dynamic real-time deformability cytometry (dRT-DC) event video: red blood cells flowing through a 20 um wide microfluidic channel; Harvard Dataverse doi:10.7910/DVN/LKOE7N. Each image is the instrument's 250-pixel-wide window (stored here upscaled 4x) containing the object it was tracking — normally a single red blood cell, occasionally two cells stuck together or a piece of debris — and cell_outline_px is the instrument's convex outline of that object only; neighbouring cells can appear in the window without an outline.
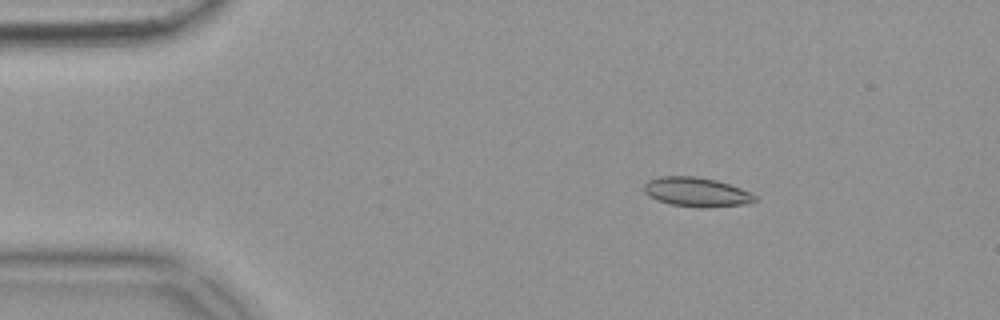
{"species": "common noctule bat (a hibernating species)", "species_latin": "Nyctalus noctula", "temperature_condition": "warm", "stored_images_in_passage": 53, "camera_frame_rate_fps": 3000, "um_per_image_px": 0.085, "animal": {"sex": "female", "body_mass_g": 18.4}, "frame": {"image": 1, "passage_image": 9, "time_ms": 2.667, "image_size_px": [1000, 320], "cell_outline_px": [[760, 200], [752, 204], [708, 208], [700, 208], [668, 204], [656, 200], [648, 196], [644, 192], [644, 184], [648, 180], [660, 176], [696, 176], [716, 180], [752, 192]], "centroid_in_image_um": [59.25, 16.34], "position_along_channel_um": 25.8, "area_um2": 19.48}}
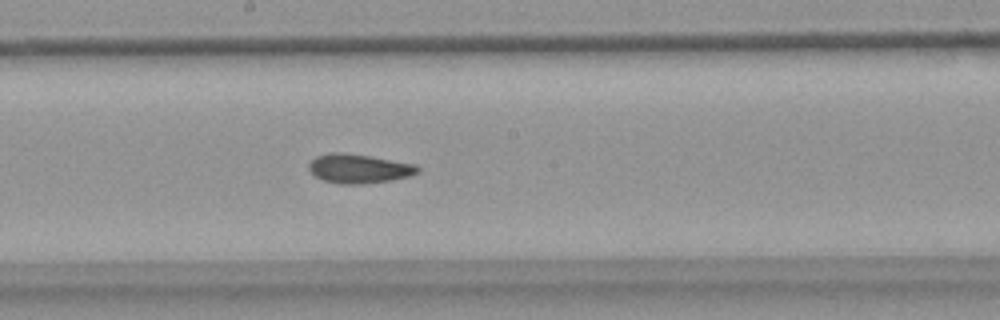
{"frame": {"image": 2, "passage_image": 29, "time_ms": 9.333, "image_size_px": [1000, 320], "cell_outline_px": [[420, 172], [412, 176], [392, 180], [364, 184], [340, 184], [324, 180], [316, 176], [308, 168], [308, 164], [316, 156], [328, 152], [340, 152], [368, 156], [416, 164], [420, 168]], "centroid_in_image_um": [30.54, 14.33], "position_along_channel_um": 217.7, "area_um2": 18.55}}
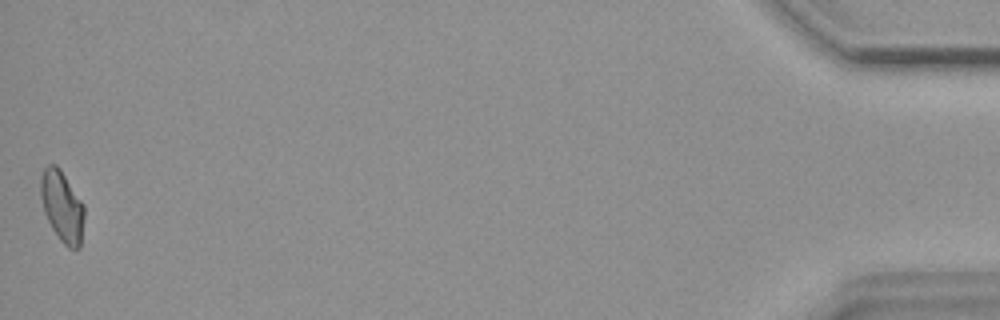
{"frame": {"image": 3, "passage_image": 53, "time_ms": 17.333, "image_size_px": [1000, 320], "cell_outline_px": [[84, 216], [80, 248], [68, 248], [60, 240], [52, 228], [44, 212], [40, 196], [40, 176], [44, 168], [48, 164], [56, 164], [60, 168], [84, 204]], "centroid_in_image_um": [5.27, 17.51], "position_along_channel_um": 429.9, "area_um2": 18.15}, "authors_computed_cell_mechanics": {"area_um2": 18.2648, "velocity_mm_per_s": 3.8541, "shape_relaxation_time_tau1_ms": null, "shape_relaxation_time_tau2_ms": 2.2661, "deformation_change_tau1": null, "deformation_change_tau2": 0.0723}}